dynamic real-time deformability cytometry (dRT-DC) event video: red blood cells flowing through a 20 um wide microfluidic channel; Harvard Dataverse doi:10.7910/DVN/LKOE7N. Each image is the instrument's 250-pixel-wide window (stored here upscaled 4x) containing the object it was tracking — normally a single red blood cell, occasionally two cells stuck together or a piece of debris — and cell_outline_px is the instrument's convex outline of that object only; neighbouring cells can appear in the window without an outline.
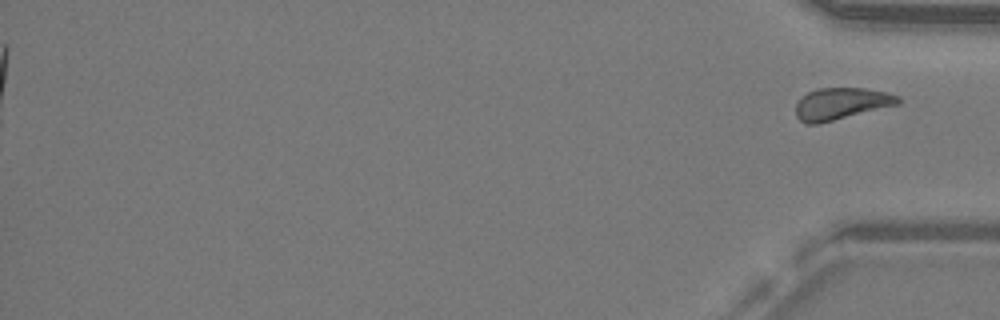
{"species": "common noctule bat (a hibernating species)", "species_latin": "Nyctalus noctula", "temperature_condition": "warm", "stored_images_in_passage": 49, "segment_of_instrument_passage": [2, 2], "camera_frame_rate_fps": 3000, "um_per_image_px": 0.085, "animal": {"sex": "male", "body_mass_g": 19.2, "forearm_length_mm": 51.8}, "frame": {"image": 1, "passage_image": 49, "time_ms": 16.0, "image_size_px": [1000, 320], "cell_outline_px": [[900, 104], [816, 124], [804, 124], [796, 116], [796, 100], [800, 96], [816, 88], [864, 88], [888, 92], [900, 96]], "centroid_in_image_um": [71.48, 8.8], "position_along_channel_um": 363.7, "area_um2": 19.13}}